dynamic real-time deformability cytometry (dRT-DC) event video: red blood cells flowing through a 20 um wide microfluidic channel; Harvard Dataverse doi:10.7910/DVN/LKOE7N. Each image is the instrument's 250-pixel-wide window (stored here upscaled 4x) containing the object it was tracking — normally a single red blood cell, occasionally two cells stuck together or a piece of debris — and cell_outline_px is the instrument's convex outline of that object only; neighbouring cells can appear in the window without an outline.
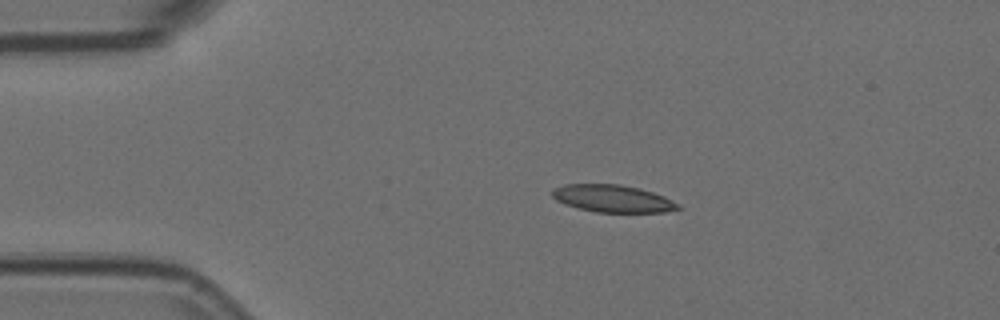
{"species": "Egyptian fruit bat (a non-hibernating species)", "species_latin": "Rousettus aegyptiacus", "temperature_condition": "room temperature", "stored_images_in_passage": 2, "camera_frame_rate_fps": 3000, "um_per_image_px": 0.085, "animal": {"sex": "female"}, "frame": {"image": 1, "passage_image": 2, "time_ms": 0.333, "image_size_px": [1000, 320], "cell_outline_px": [[684, 208], [664, 212], [596, 212], [564, 204], [556, 200], [552, 196], [552, 188], [564, 184], [620, 184], [640, 188], [664, 196], [680, 204]], "centroid_in_image_um": [52.1, 16.87], "position_along_channel_um": 32.9, "area_um2": 20.17}}